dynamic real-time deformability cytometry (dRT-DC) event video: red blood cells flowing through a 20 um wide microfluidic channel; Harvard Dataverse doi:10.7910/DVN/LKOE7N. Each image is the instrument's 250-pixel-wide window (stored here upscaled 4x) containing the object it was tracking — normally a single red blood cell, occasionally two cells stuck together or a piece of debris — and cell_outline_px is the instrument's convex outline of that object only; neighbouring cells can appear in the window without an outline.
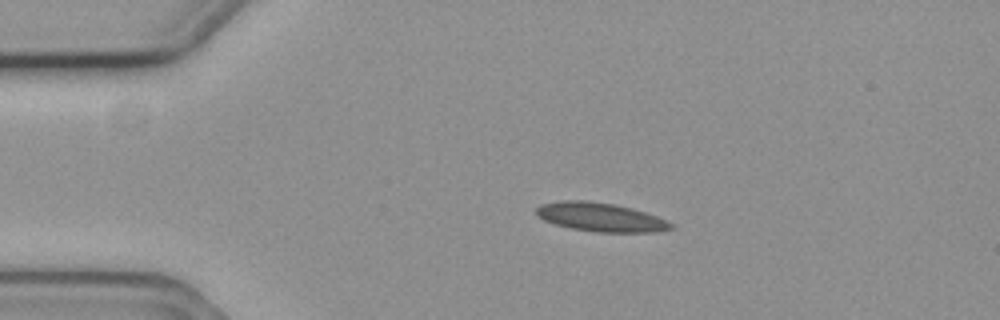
{"species": "common noctule bat (a hibernating species)", "species_latin": "Nyctalus noctula", "temperature_condition": "cold", "stored_images_in_passage": 3, "camera_frame_rate_fps": 3000, "um_per_image_px": 0.085, "animal": {"sex": "female", "body_mass_g": 19.3, "forearm_length_mm": 54.1}, "frame": {"image": 1, "passage_image": 1, "time_ms": 0.0, "image_size_px": [1000, 320], "cell_outline_px": [[676, 228], [656, 232], [596, 232], [572, 228], [556, 224], [544, 220], [536, 216], [536, 208], [540, 204], [564, 200], [588, 200], [616, 204], [632, 208], [668, 220]], "centroid_in_image_um": [51.06, 18.45], "position_along_channel_um": 33.9, "area_um2": 22.72}}
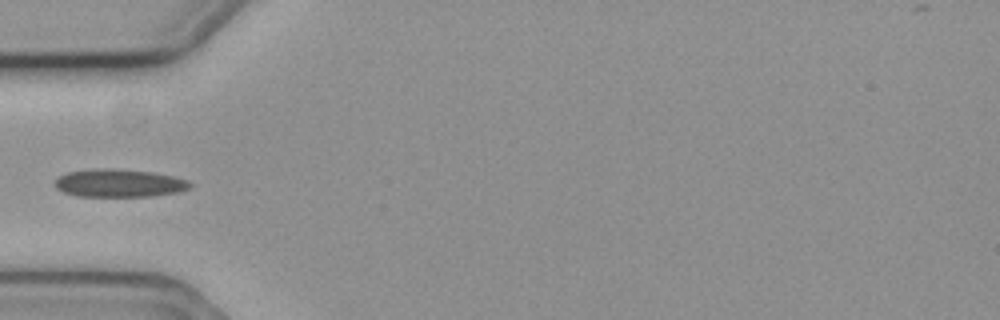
{"frame": {"image": 2, "passage_image": 3, "time_ms": 0.667, "image_size_px": [1000, 320], "cell_outline_px": [[192, 188], [180, 192], [152, 196], [76, 196], [64, 192], [56, 188], [52, 184], [60, 176], [68, 172], [104, 168], [112, 168], [152, 172], [172, 176], [188, 180], [192, 184]], "centroid_in_image_um": [10.16, 15.57], "position_along_channel_um": 74.8, "area_um2": 22.02}}